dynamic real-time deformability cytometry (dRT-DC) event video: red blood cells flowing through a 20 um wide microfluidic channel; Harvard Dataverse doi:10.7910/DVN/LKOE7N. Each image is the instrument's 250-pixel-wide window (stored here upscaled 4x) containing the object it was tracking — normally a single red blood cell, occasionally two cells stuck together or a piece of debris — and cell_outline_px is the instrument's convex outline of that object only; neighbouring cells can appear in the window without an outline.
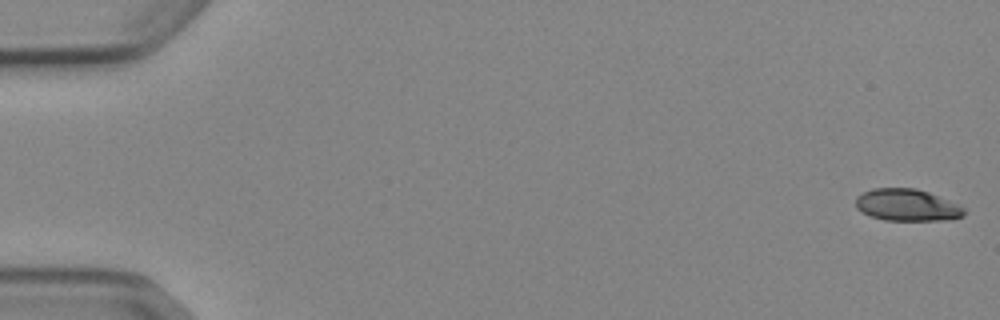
{"species": "Egyptian fruit bat (a non-hibernating species)", "species_latin": "Rousettus aegyptiacus", "temperature_condition": "cold", "stored_images_in_passage": 16, "camera_frame_rate_fps": 3000, "um_per_image_px": 0.085, "animal": {"sex": "female"}, "frame": {"image": 1, "passage_image": 1, "time_ms": 0.0, "image_size_px": [1000, 320], "cell_outline_px": [[964, 216], [948, 220], [884, 220], [860, 212], [856, 208], [856, 196], [872, 188], [916, 188], [928, 192], [956, 204], [964, 208]], "centroid_in_image_um": [77.06, 17.43], "position_along_channel_um": 7.9, "area_um2": 20.06}}